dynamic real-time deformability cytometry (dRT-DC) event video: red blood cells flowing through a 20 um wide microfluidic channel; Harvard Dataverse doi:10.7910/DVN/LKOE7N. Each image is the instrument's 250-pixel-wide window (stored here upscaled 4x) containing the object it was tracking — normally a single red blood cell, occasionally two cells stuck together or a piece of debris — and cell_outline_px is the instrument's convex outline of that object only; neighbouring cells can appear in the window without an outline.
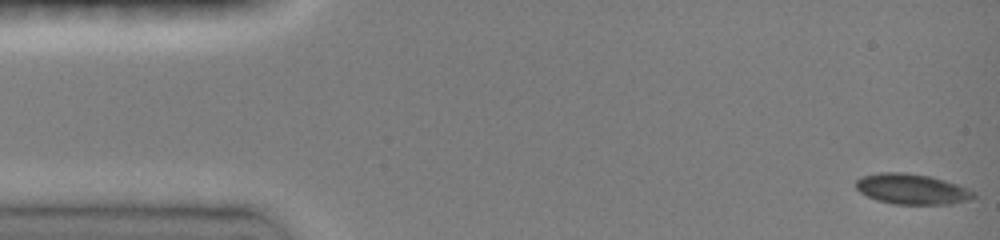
{"species": "common noctule bat (a hibernating species)", "species_latin": "Nyctalus noctula", "temperature_condition": "room temperature", "stored_images_in_passage": 4, "camera_frame_rate_fps": 3000, "um_per_image_px": 0.085, "animal": {"sex": "female", "body_mass_g": 19.0, "forearm_length_mm": 51.5}, "frame": {"image": 1, "passage_image": 1, "time_ms": 0.0, "image_size_px": [1000, 240], "cell_outline_px": [[976, 196], [968, 200], [952, 204], [892, 204], [876, 200], [860, 192], [856, 188], [856, 180], [864, 176], [880, 172], [904, 172], [932, 176], [956, 184], [976, 192]], "centroid_in_image_um": [77.52, 16.07], "position_along_channel_um": 7.5, "area_um2": 20.92}}